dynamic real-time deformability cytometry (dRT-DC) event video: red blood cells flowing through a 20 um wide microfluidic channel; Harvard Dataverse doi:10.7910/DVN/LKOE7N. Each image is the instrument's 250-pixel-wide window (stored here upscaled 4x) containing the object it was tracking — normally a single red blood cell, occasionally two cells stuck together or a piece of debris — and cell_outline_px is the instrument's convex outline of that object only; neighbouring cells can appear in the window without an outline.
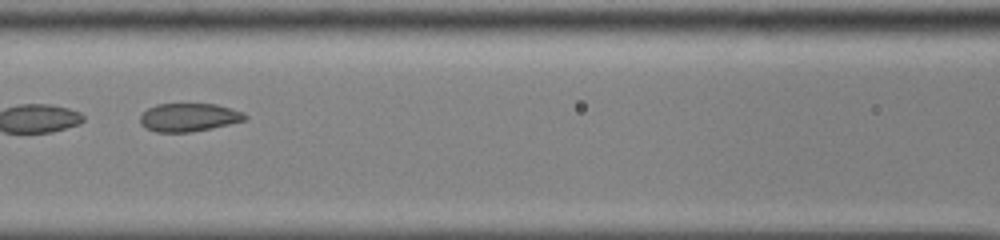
{"species": "common noctule bat (a hibernating species)", "species_latin": "Nyctalus noctula", "temperature_condition": "cold", "stored_images_in_passage": 31, "segment_of_instrument_passage": [2, 2], "camera_frame_rate_fps": 3000, "um_per_image_px": 0.085, "animal": {"sex": "male", "body_mass_g": 13.0, "forearm_length_mm": 53.1}, "frame": {"image": 1, "passage_image": 27, "time_ms": 8.667, "image_size_px": [1000, 240], "cell_outline_px": [[248, 116], [244, 120], [212, 128], [192, 132], [156, 132], [140, 124], [140, 116], [148, 108], [156, 104], [216, 104], [244, 112]], "centroid_in_image_um": [16.05, 9.97], "position_along_channel_um": 150.6, "area_um2": 17.17}}